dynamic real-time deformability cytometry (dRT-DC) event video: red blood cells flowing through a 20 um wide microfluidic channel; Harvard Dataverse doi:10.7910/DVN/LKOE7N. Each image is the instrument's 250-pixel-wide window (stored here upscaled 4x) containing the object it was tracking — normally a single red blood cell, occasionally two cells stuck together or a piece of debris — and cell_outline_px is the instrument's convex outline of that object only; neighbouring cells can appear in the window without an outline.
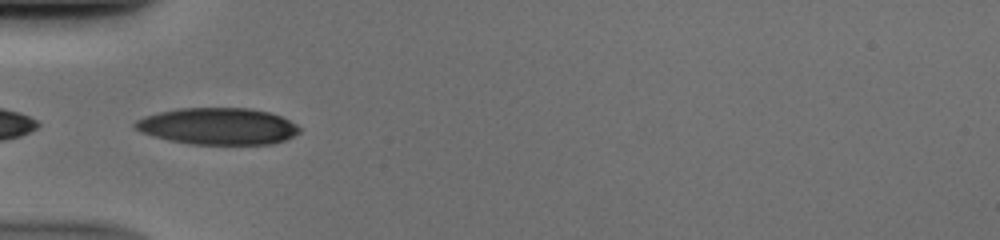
{"species": "human", "species_latin": "Homo sapiens", "temperature_condition": "cold", "stored_images_in_passage": 35, "camera_frame_rate_fps": 3000, "um_per_image_px": 0.085, "donor": {"sex": "male"}, "frame": {"image": 1, "passage_image": 1, "time_ms": 0.0, "image_size_px": [1000, 240], "cell_outline_px": [[300, 132], [284, 140], [272, 144], [192, 144], [168, 140], [152, 136], [140, 132], [132, 128], [132, 124], [136, 120], [144, 116], [160, 112], [180, 108], [252, 108], [268, 112], [280, 116], [296, 124], [300, 128]], "centroid_in_image_um": [18.48, 10.73], "position_along_channel_um": 66.5, "area_um2": 35.26}}
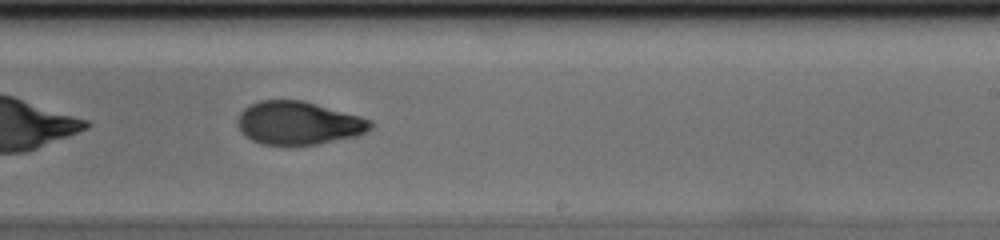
{"frame": {"image": 2, "passage_image": 16, "time_ms": 5.0, "image_size_px": [1000, 240], "cell_outline_px": [[372, 128], [356, 136], [316, 144], [260, 144], [244, 136], [240, 132], [236, 124], [236, 120], [240, 112], [248, 104], [260, 100], [304, 100], [360, 116], [372, 120]], "centroid_in_image_um": [25.32, 10.44], "position_along_channel_um": 263.7, "area_um2": 33.58}}
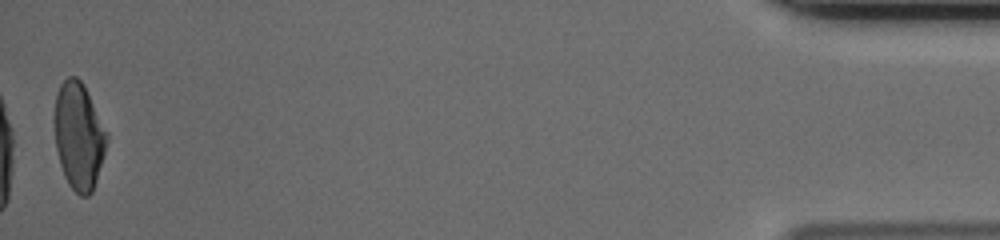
{"frame": {"image": 3, "passage_image": 35, "time_ms": 11.333, "image_size_px": [1000, 240], "cell_outline_px": [[108, 140], [104, 156], [92, 192], [88, 196], [80, 196], [68, 184], [64, 176], [60, 164], [56, 148], [56, 92], [60, 84], [68, 76], [76, 76], [84, 84], [108, 132]], "centroid_in_image_um": [6.73, 11.55], "position_along_channel_um": 428.5, "area_um2": 32.48}}